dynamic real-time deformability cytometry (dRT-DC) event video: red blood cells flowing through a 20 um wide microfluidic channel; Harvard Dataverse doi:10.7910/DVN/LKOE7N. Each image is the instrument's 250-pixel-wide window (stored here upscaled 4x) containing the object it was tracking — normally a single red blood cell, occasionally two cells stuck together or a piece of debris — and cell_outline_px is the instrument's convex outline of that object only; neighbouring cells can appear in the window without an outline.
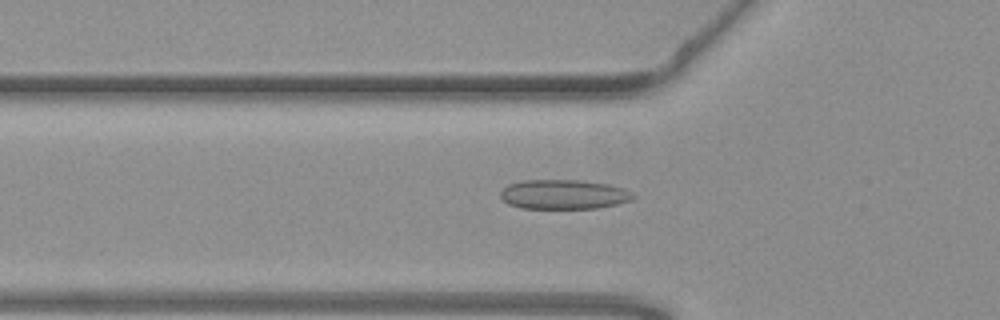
{"species": "common noctule bat (a hibernating species)", "species_latin": "Nyctalus noctula", "temperature_condition": "warm", "stored_images_in_passage": 54, "camera_frame_rate_fps": 3000, "um_per_image_px": 0.085, "animal": {"sex": "female", "body_mass_g": 19.3, "forearm_length_mm": 54.1}, "frame": {"image": 1, "passage_image": 17, "time_ms": 5.333, "image_size_px": [1000, 320], "cell_outline_px": [[636, 196], [632, 200], [616, 204], [596, 208], [520, 208], [508, 204], [500, 196], [500, 192], [508, 184], [524, 180], [580, 180], [608, 184], [624, 188], [632, 192]], "centroid_in_image_um": [47.92, 16.52], "position_along_channel_um": 77.9, "area_um2": 22.83}}
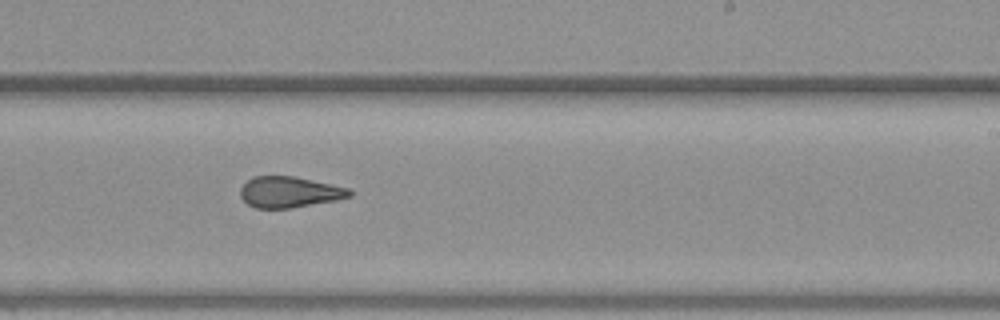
{"frame": {"image": 2, "passage_image": 32, "time_ms": 10.333, "image_size_px": [1000, 320], "cell_outline_px": [[352, 196], [336, 200], [292, 208], [256, 208], [248, 204], [240, 196], [240, 188], [252, 176], [292, 176], [348, 188], [352, 192]], "centroid_in_image_um": [24.57, 16.33], "position_along_channel_um": 264.4, "area_um2": 19.54}}
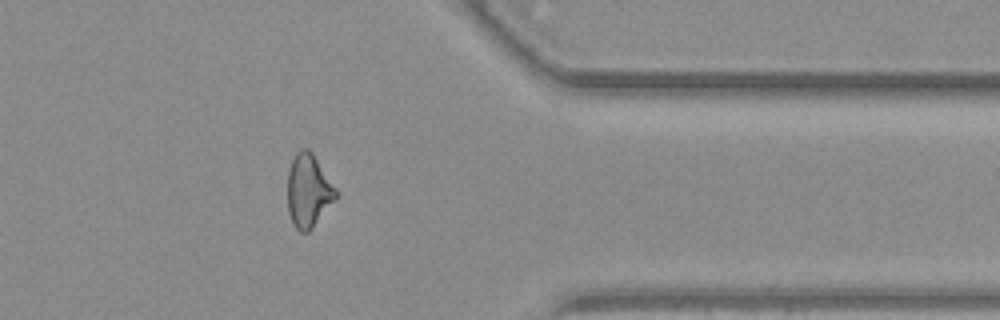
{"frame": {"image": 3, "passage_image": 43, "time_ms": 14.0, "image_size_px": [1000, 320], "cell_outline_px": [[336, 196], [312, 228], [308, 232], [300, 232], [292, 224], [288, 212], [288, 172], [292, 160], [296, 152], [300, 148], [308, 148], [312, 152], [336, 188]], "centroid_in_image_um": [26.18, 16.19], "position_along_channel_um": 385.2, "area_um2": 20.29}, "authors_computed_cell_mechanics": {"area_um2": 21.0681, "velocity_mm_per_s": 3.7135, "shape_relaxation_time_tau1_ms": null, "shape_relaxation_time_tau2_ms": 1.8516, "deformation_change_tau1": null, "deformation_change_tau2": 0.0907}}